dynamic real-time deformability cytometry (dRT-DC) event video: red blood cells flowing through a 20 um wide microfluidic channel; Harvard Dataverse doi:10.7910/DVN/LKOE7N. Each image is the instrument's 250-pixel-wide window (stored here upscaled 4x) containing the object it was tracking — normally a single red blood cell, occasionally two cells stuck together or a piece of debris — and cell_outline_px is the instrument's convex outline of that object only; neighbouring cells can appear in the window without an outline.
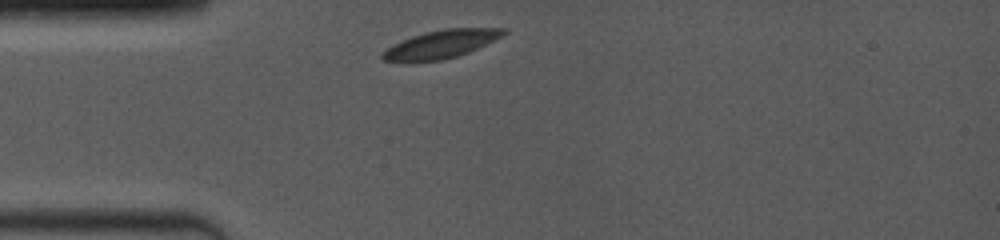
{"species": "common noctule bat (a hibernating species)", "species_latin": "Nyctalus noctula", "temperature_condition": "room temperature", "stored_images_in_passage": 4, "camera_frame_rate_fps": 4000, "um_per_image_px": 0.085, "animal": {"sex": "female", "body_mass_g": 19.0, "forearm_length_mm": 53.3}, "frame": {"image": 1, "passage_image": 1, "time_ms": 0.0, "image_size_px": [1000, 240], "cell_outline_px": [[508, 32], [504, 36], [468, 52], [456, 56], [440, 60], [412, 64], [408, 64], [384, 60], [380, 56], [392, 44], [412, 36], [424, 32], [444, 28], [508, 28]], "centroid_in_image_um": [37.46, 3.77], "position_along_channel_um": 47.5, "area_um2": 20.29}}
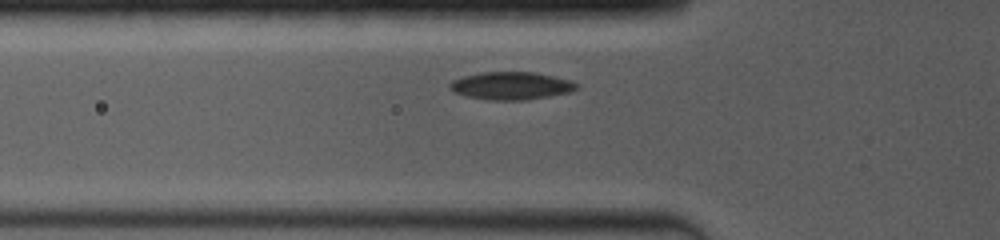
{"frame": {"image": 2, "passage_image": 4, "time_ms": 1.25, "image_size_px": [1000, 240], "cell_outline_px": [[580, 88], [572, 92], [528, 100], [488, 100], [464, 96], [452, 92], [448, 88], [448, 84], [452, 80], [464, 76], [480, 72], [536, 72], [568, 80], [580, 84]], "centroid_in_image_um": [43.43, 7.3], "position_along_channel_um": 82.4, "area_um2": 20.87}}